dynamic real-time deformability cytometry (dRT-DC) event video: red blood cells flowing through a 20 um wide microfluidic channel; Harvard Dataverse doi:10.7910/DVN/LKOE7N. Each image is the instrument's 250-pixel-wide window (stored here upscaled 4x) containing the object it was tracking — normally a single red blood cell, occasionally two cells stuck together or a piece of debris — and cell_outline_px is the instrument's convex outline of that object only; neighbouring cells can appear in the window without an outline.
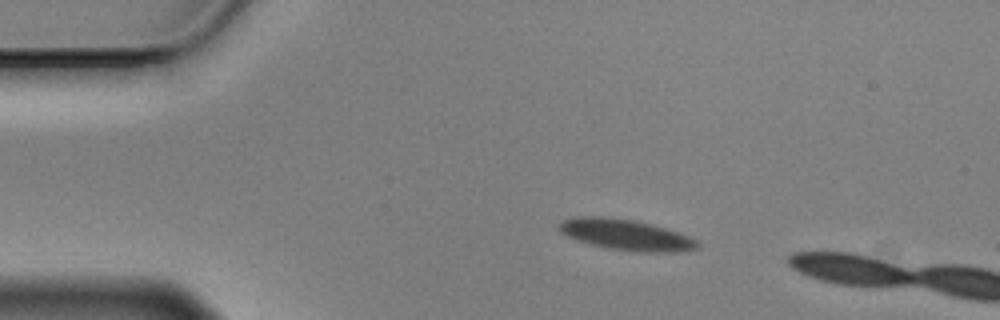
{"species": "Egyptian fruit bat (a non-hibernating species)", "species_latin": "Rousettus aegyptiacus", "temperature_condition": "cold", "stored_images_in_passage": 4, "camera_frame_rate_fps": 3000, "um_per_image_px": 0.085, "animal": {"sex": "male"}, "frame": {"image": 1, "passage_image": 1, "time_ms": 0.0, "image_size_px": [1000, 320], "cell_outline_px": [[700, 244], [696, 248], [676, 252], [640, 252], [608, 248], [576, 240], [560, 232], [560, 224], [564, 220], [576, 216], [604, 216], [632, 220], [664, 228], [688, 236], [696, 240]], "centroid_in_image_um": [53.18, 19.96], "position_along_channel_um": 31.8, "area_um2": 24.39}}